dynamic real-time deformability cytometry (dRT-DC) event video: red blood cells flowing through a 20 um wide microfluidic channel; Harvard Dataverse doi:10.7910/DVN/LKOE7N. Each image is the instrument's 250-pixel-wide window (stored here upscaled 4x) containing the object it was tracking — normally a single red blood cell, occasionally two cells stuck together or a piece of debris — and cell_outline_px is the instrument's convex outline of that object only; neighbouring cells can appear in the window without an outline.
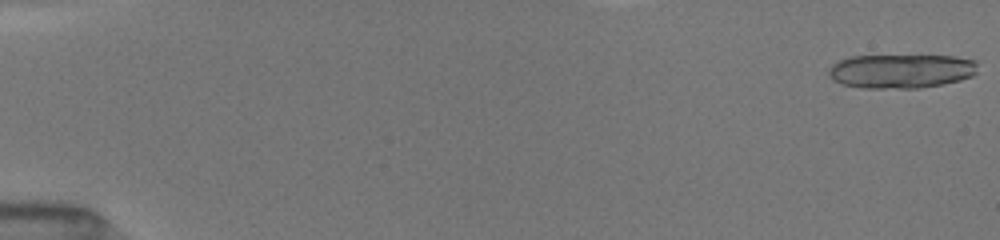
{"species": "common noctule bat (a hibernating species)", "species_latin": "Nyctalus noctula", "temperature_condition": "room temperature", "stored_images_in_passage": 11, "camera_frame_rate_fps": 3000, "um_per_image_px": 0.085, "animal": {"sex": "female", "body_mass_g": 19.5, "forearm_length_mm": 54.1}, "frame": {"image": 1, "passage_image": 1, "time_ms": 0.0, "image_size_px": [1000, 240], "cell_outline_px": [[976, 72], [972, 76], [960, 80], [920, 88], [864, 88], [840, 84], [832, 80], [828, 76], [828, 68], [832, 64], [840, 60], [852, 56], [952, 56], [976, 60]], "centroid_in_image_um": [76.55, 6.05], "position_along_channel_um": 8.5, "area_um2": 29.65}}
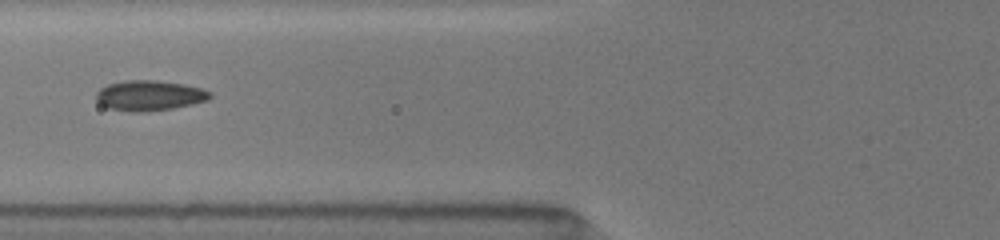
{"frame": {"image": 2, "passage_image": 10, "time_ms": 7.0, "image_size_px": [1000, 240], "cell_outline_px": [[212, 96], [208, 100], [192, 104], [172, 108], [144, 112], [128, 112], [108, 108], [100, 104], [96, 100], [96, 92], [100, 88], [108, 84], [124, 80], [156, 80], [184, 84], [200, 88], [212, 92]], "centroid_in_image_um": [12.68, 8.12], "position_along_channel_um": 113.1, "area_um2": 20.23}}